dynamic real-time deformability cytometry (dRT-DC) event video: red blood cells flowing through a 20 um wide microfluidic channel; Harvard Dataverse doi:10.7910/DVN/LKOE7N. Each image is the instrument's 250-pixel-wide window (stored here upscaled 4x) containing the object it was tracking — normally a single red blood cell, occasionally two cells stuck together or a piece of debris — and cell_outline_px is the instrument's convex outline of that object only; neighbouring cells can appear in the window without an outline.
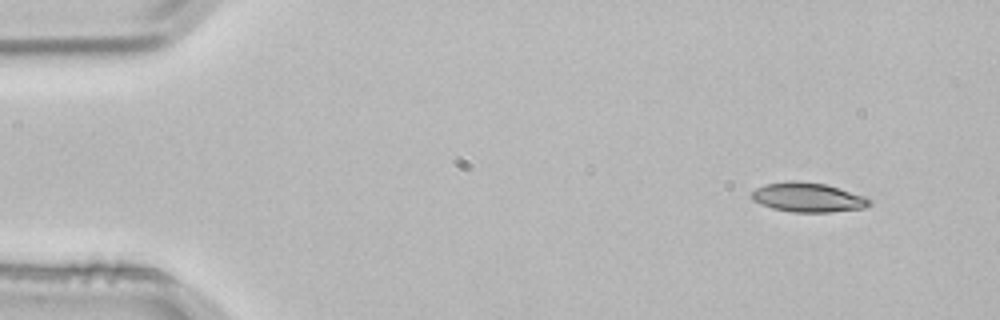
{"species": "common noctule bat (a hibernating species)", "species_latin": "Nyctalus noctula", "temperature_condition": "room temperature", "stored_images_in_passage": 4, "segment_of_instrument_passage": [1, 2], "camera_frame_rate_fps": 3000, "um_per_image_px": 0.085, "animal": {"sex": "male", "body_mass_g": 21.5, "forearm_length_mm": 52.0}, "frame": {"image": 1, "passage_image": 1, "time_ms": 0.0, "image_size_px": [1000, 320], "cell_outline_px": [[872, 204], [864, 208], [832, 212], [792, 212], [772, 208], [760, 204], [752, 200], [748, 196], [756, 188], [764, 184], [792, 180], [796, 180], [824, 184], [864, 196], [872, 200]], "centroid_in_image_um": [68.63, 16.78], "position_along_channel_um": 16.4, "area_um2": 20.29}}
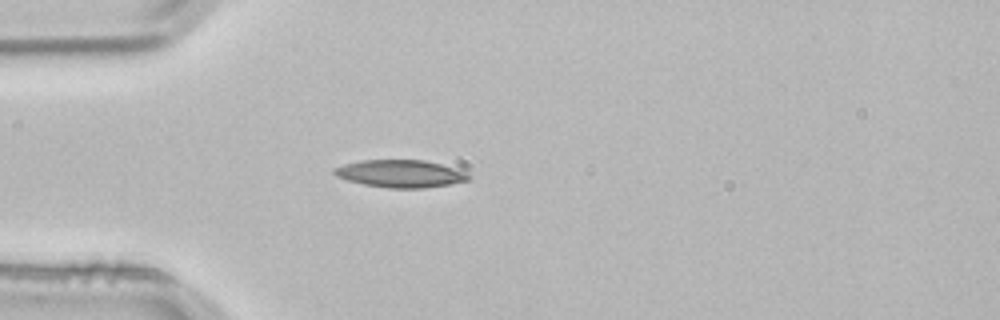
{"frame": {"image": 2, "passage_image": 3, "time_ms": 0.667, "image_size_px": [1000, 320], "cell_outline_px": [[468, 180], [452, 184], [424, 188], [388, 188], [364, 184], [348, 180], [336, 176], [332, 172], [332, 168], [344, 164], [360, 160], [424, 160], [440, 164], [464, 172], [468, 176]], "centroid_in_image_um": [33.97, 14.76], "position_along_channel_um": 51.0, "area_um2": 21.33}}